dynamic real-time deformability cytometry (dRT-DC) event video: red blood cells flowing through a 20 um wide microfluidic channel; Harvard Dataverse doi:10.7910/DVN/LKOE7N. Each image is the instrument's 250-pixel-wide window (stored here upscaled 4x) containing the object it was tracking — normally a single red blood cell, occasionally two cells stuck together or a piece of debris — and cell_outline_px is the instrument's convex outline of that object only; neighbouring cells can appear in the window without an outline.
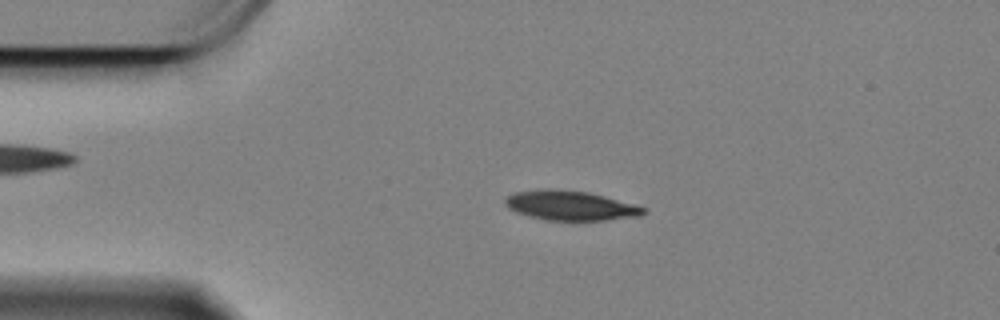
{"species": "Egyptian fruit bat (a non-hibernating species)", "species_latin": "Rousettus aegyptiacus", "temperature_condition": "cold", "stored_images_in_passage": 54, "camera_frame_rate_fps": 3000, "um_per_image_px": 0.085, "animal": {"sex": "female"}, "frame": {"image": 1, "passage_image": 7, "time_ms": 2.0, "image_size_px": [1000, 320], "cell_outline_px": [[648, 212], [640, 216], [604, 220], [544, 220], [516, 212], [508, 208], [504, 204], [504, 200], [512, 192], [536, 188], [560, 188], [588, 192], [604, 196], [648, 208]], "centroid_in_image_um": [48.45, 17.45], "position_along_channel_um": 36.5, "area_um2": 24.28}}
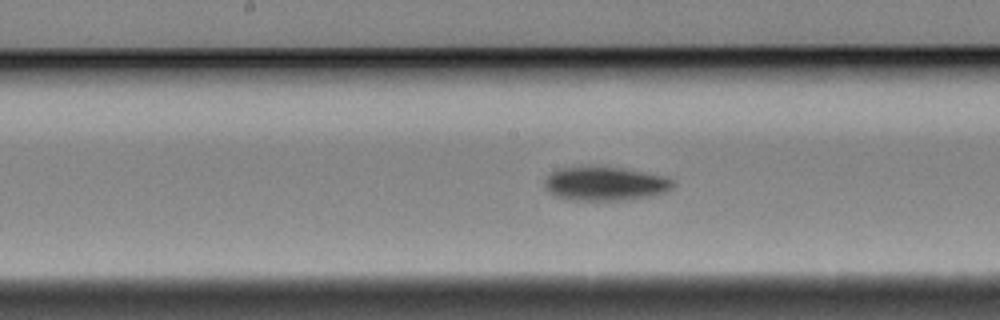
{"frame": {"image": 2, "passage_image": 24, "time_ms": 7.667, "image_size_px": [1000, 320], "cell_outline_px": [[676, 184], [672, 188], [664, 192], [652, 196], [632, 200], [568, 200], [552, 196], [544, 188], [544, 180], [552, 172], [560, 168], [620, 168], [664, 176], [676, 180]], "centroid_in_image_um": [51.44, 15.65], "position_along_channel_um": 196.8, "area_um2": 25.32}}
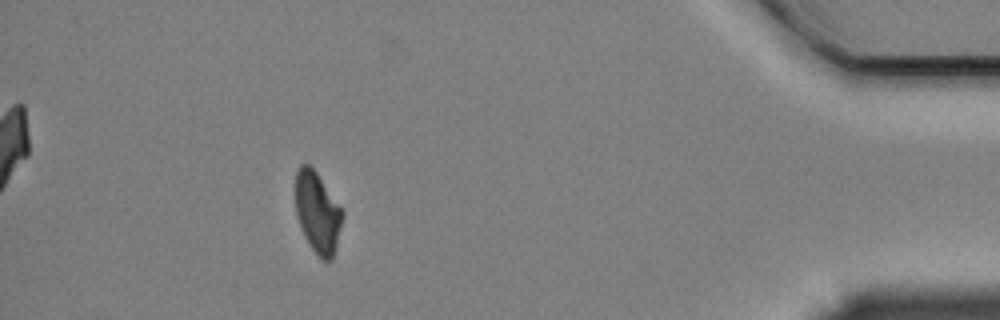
{"frame": {"image": 3, "passage_image": 48, "time_ms": 15.667, "image_size_px": [1000, 320], "cell_outline_px": [[344, 216], [336, 248], [332, 260], [320, 260], [304, 236], [296, 216], [296, 172], [300, 164], [308, 164], [316, 172], [344, 212]], "centroid_in_image_um": [27.0, 18.09], "position_along_channel_um": 408.2, "area_um2": 22.14}, "authors_computed_cell_mechanics": {"area_um2": 24.276, "velocity_mm_per_s": 3.3267, "shape_relaxation_time_tau1_ms": 3.0722, "shape_relaxation_time_tau2_ms": null, "deformation_change_tau1": 0.1287, "deformation_change_tau2": null}}